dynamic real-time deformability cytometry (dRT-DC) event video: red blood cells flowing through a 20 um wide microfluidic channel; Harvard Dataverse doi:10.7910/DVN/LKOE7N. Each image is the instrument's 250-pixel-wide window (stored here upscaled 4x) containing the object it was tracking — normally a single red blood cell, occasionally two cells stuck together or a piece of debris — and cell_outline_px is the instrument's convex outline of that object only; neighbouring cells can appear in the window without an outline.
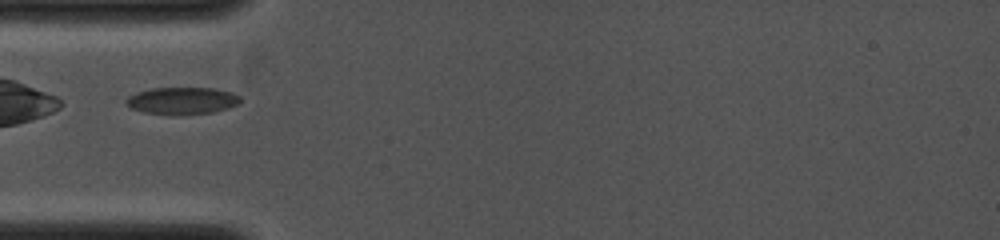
{"species": "common noctule bat (a hibernating species)", "species_latin": "Nyctalus noctula", "temperature_condition": "cold", "stored_images_in_passage": 11, "camera_frame_rate_fps": 4000, "um_per_image_px": 0.085, "animal": {"sex": "female", "body_mass_g": 19.0, "forearm_length_mm": 53.3}, "frame": {"image": 1, "passage_image": 1, "time_ms": 0.0, "image_size_px": [1000, 240], "cell_outline_px": [[240, 104], [228, 108], [212, 112], [176, 116], [172, 116], [144, 112], [132, 108], [124, 104], [124, 100], [128, 96], [136, 92], [152, 88], [212, 88], [232, 92], [240, 96]], "centroid_in_image_um": [15.45, 8.57], "position_along_channel_um": 69.5, "area_um2": 18.38}}
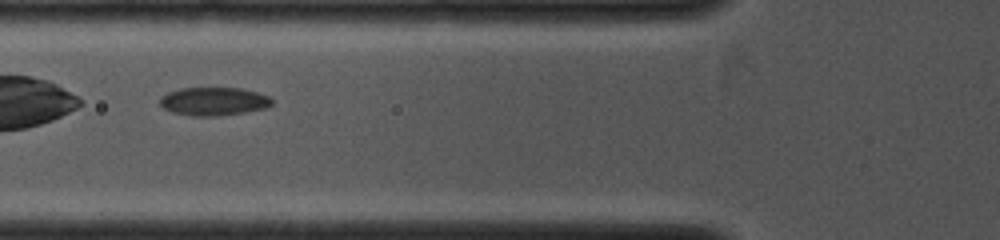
{"frame": {"image": 2, "passage_image": 4, "time_ms": 0.75, "image_size_px": [1000, 240], "cell_outline_px": [[272, 104], [268, 108], [244, 112], [216, 116], [192, 116], [172, 112], [164, 108], [160, 104], [160, 96], [168, 92], [180, 88], [240, 88], [256, 92], [268, 96], [272, 100]], "centroid_in_image_um": [18.15, 8.62], "position_along_channel_um": 107.6, "area_um2": 18.44}}